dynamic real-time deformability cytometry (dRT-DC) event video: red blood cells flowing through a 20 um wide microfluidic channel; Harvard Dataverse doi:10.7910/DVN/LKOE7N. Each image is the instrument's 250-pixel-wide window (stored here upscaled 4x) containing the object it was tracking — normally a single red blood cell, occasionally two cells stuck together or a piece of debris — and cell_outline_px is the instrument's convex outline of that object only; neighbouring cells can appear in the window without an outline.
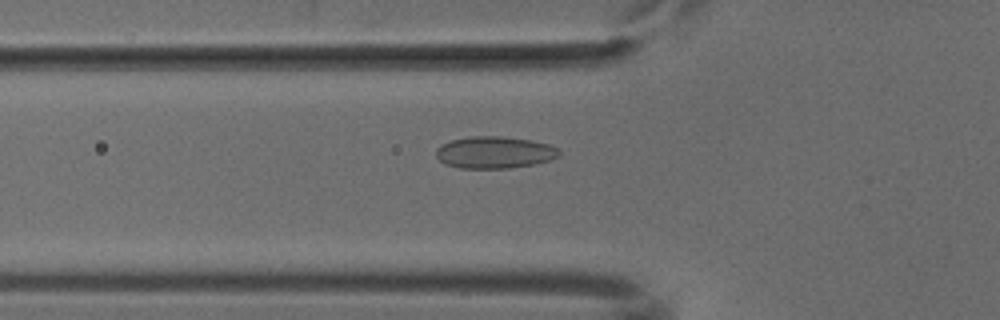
{"species": "common noctule bat (a hibernating species)", "species_latin": "Nyctalus noctula", "temperature_condition": "cold", "stored_images_in_passage": 47, "camera_frame_rate_fps": 3000, "um_per_image_px": 0.085, "animal": {"sex": "male", "body_mass_g": 18.8}, "frame": {"image": 1, "passage_image": 13, "time_ms": 4.0, "image_size_px": [1000, 320], "cell_outline_px": [[560, 156], [536, 164], [508, 168], [460, 168], [444, 164], [436, 156], [436, 148], [440, 144], [452, 140], [468, 136], [504, 136], [532, 140], [548, 144], [556, 148], [560, 152]], "centroid_in_image_um": [42.01, 12.95], "position_along_channel_um": 83.8, "area_um2": 23.06}}
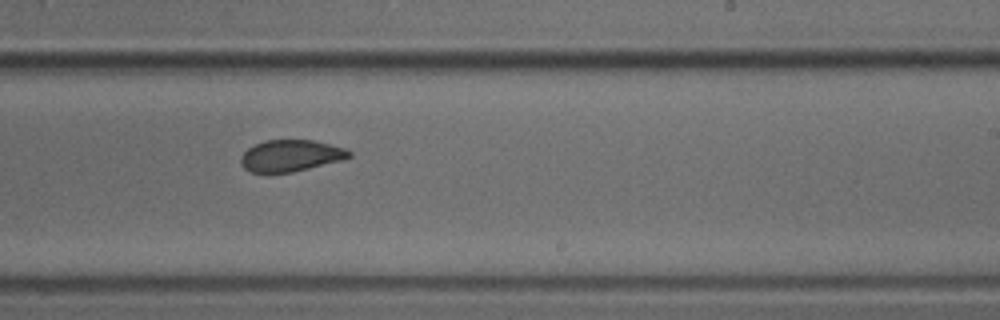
{"frame": {"image": 2, "passage_image": 27, "time_ms": 8.667, "image_size_px": [1000, 320], "cell_outline_px": [[352, 156], [344, 160], [292, 172], [252, 172], [244, 168], [240, 164], [240, 156], [248, 148], [264, 140], [316, 140], [344, 148], [352, 152]], "centroid_in_image_um": [24.73, 13.23], "position_along_channel_um": 264.3, "area_um2": 20.0}}
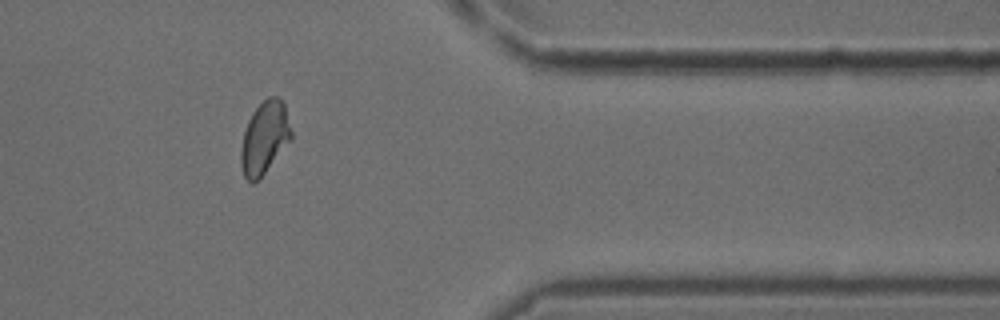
{"frame": {"image": 3, "passage_image": 38, "time_ms": 12.333, "image_size_px": [1000, 320], "cell_outline_px": [[292, 140], [260, 180], [252, 184], [244, 176], [240, 164], [240, 148], [244, 132], [248, 120], [252, 112], [268, 96], [276, 96], [284, 104], [292, 132]], "centroid_in_image_um": [22.48, 11.77], "position_along_channel_um": 388.9, "area_um2": 21.62}}